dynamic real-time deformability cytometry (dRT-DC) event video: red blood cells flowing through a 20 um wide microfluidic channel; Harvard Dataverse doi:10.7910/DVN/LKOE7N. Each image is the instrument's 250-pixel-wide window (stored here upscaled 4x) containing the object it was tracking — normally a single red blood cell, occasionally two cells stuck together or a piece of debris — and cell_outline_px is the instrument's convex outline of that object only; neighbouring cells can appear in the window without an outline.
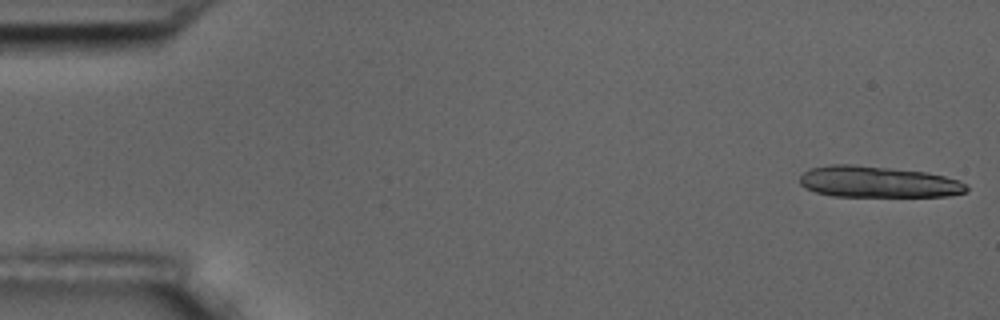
{"species": "common noctule bat (a hibernating species)", "species_latin": "Nyctalus noctula", "temperature_condition": "room temperature", "stored_images_in_passage": 4, "camera_frame_rate_fps": 3000, "um_per_image_px": 0.085, "animal": {"sex": "male", "body_mass_g": 17.5, "forearm_length_mm": 52.3}, "frame": {"image": 1, "passage_image": 1, "time_ms": 0.0, "image_size_px": [1000, 320], "cell_outline_px": [[968, 192], [948, 196], [832, 196], [816, 192], [800, 184], [800, 176], [804, 172], [812, 168], [832, 164], [852, 164], [924, 172], [944, 176], [960, 180], [968, 188]], "centroid_in_image_um": [74.64, 15.46], "position_along_channel_um": 10.4, "area_um2": 30.17}}